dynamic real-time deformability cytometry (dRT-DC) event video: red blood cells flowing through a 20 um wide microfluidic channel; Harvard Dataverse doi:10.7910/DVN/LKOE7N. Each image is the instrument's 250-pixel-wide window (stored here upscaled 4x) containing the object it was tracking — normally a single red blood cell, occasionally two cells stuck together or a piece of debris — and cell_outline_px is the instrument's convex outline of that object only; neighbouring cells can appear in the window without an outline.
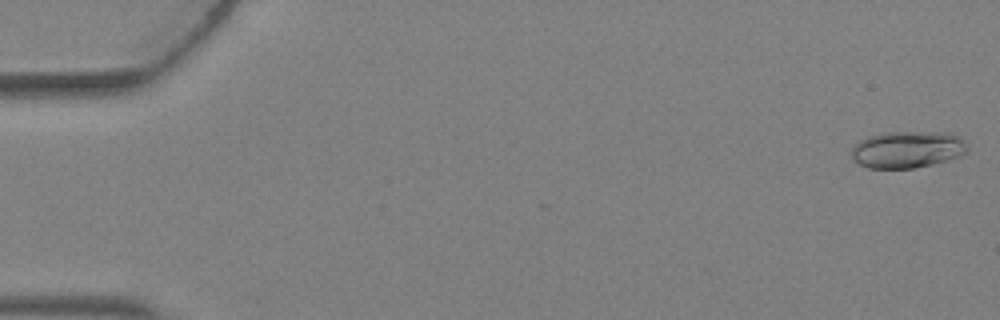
{"species": "Egyptian fruit bat (a non-hibernating species)", "species_latin": "Rousettus aegyptiacus", "temperature_condition": "warm", "stored_images_in_passage": 4, "camera_frame_rate_fps": 3000, "um_per_image_px": 0.085, "animal": {"sex": "female"}, "frame": {"image": 1, "passage_image": 1, "time_ms": 0.0, "image_size_px": [1000, 320], "cell_outline_px": [[968, 152], [960, 156], [948, 160], [932, 164], [912, 168], [868, 168], [852, 160], [852, 148], [860, 140], [868, 136], [888, 132], [952, 132], [960, 136], [968, 148]], "centroid_in_image_um": [77.16, 12.7], "position_along_channel_um": 7.8, "area_um2": 25.03}}
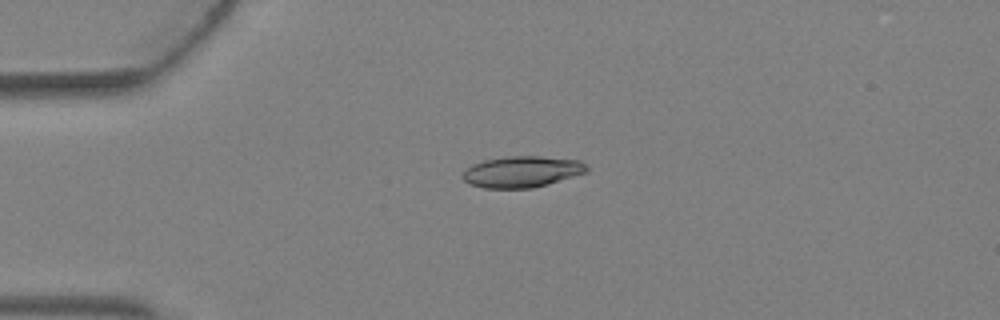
{"frame": {"image": 2, "passage_image": 3, "time_ms": 0.667, "image_size_px": [1000, 320], "cell_outline_px": [[588, 172], [548, 184], [532, 188], [484, 188], [468, 184], [464, 180], [464, 172], [472, 164], [484, 160], [508, 156], [540, 156], [580, 160], [588, 168]], "centroid_in_image_um": [44.38, 14.6], "position_along_channel_um": 40.6, "area_um2": 22.54}}
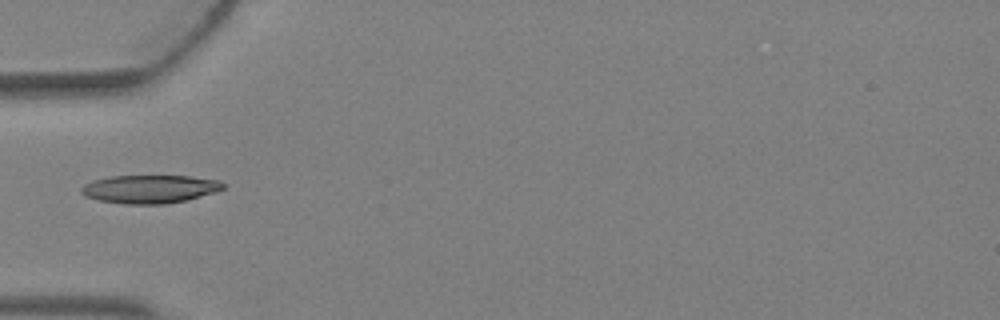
{"frame": {"image": 3, "passage_image": 4, "time_ms": 1.0, "image_size_px": [1000, 320], "cell_outline_px": [[224, 188], [216, 192], [184, 200], [164, 204], [124, 204], [100, 200], [88, 196], [80, 192], [80, 188], [84, 184], [108, 176], [192, 176], [216, 180], [224, 184]], "centroid_in_image_um": [12.73, 16.06], "position_along_channel_um": 72.3, "area_um2": 23.06}}